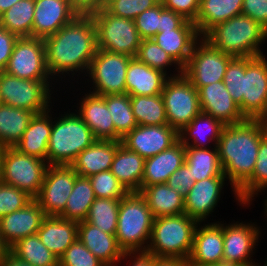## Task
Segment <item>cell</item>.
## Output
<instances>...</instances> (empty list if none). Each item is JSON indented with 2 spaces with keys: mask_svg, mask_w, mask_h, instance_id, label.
I'll return each mask as SVG.
<instances>
[{
  "mask_svg": "<svg viewBox=\"0 0 267 266\" xmlns=\"http://www.w3.org/2000/svg\"><path fill=\"white\" fill-rule=\"evenodd\" d=\"M130 102L138 125L168 124L166 109L161 94L153 96H130Z\"/></svg>",
  "mask_w": 267,
  "mask_h": 266,
  "instance_id": "obj_41",
  "label": "cell"
},
{
  "mask_svg": "<svg viewBox=\"0 0 267 266\" xmlns=\"http://www.w3.org/2000/svg\"><path fill=\"white\" fill-rule=\"evenodd\" d=\"M154 266H188V263L182 259L157 258Z\"/></svg>",
  "mask_w": 267,
  "mask_h": 266,
  "instance_id": "obj_59",
  "label": "cell"
},
{
  "mask_svg": "<svg viewBox=\"0 0 267 266\" xmlns=\"http://www.w3.org/2000/svg\"><path fill=\"white\" fill-rule=\"evenodd\" d=\"M45 161L23 154L14 147H8L2 158L0 181L21 189L35 199L40 192L48 166Z\"/></svg>",
  "mask_w": 267,
  "mask_h": 266,
  "instance_id": "obj_9",
  "label": "cell"
},
{
  "mask_svg": "<svg viewBox=\"0 0 267 266\" xmlns=\"http://www.w3.org/2000/svg\"><path fill=\"white\" fill-rule=\"evenodd\" d=\"M34 112L0 103V145L15 147L27 129Z\"/></svg>",
  "mask_w": 267,
  "mask_h": 266,
  "instance_id": "obj_34",
  "label": "cell"
},
{
  "mask_svg": "<svg viewBox=\"0 0 267 266\" xmlns=\"http://www.w3.org/2000/svg\"><path fill=\"white\" fill-rule=\"evenodd\" d=\"M6 147L0 145V180H1V173H2V158L4 155Z\"/></svg>",
  "mask_w": 267,
  "mask_h": 266,
  "instance_id": "obj_63",
  "label": "cell"
},
{
  "mask_svg": "<svg viewBox=\"0 0 267 266\" xmlns=\"http://www.w3.org/2000/svg\"><path fill=\"white\" fill-rule=\"evenodd\" d=\"M19 0H0V16Z\"/></svg>",
  "mask_w": 267,
  "mask_h": 266,
  "instance_id": "obj_61",
  "label": "cell"
},
{
  "mask_svg": "<svg viewBox=\"0 0 267 266\" xmlns=\"http://www.w3.org/2000/svg\"><path fill=\"white\" fill-rule=\"evenodd\" d=\"M263 130L256 119L225 125L217 148L223 174L229 178L233 191L252 175Z\"/></svg>",
  "mask_w": 267,
  "mask_h": 266,
  "instance_id": "obj_2",
  "label": "cell"
},
{
  "mask_svg": "<svg viewBox=\"0 0 267 266\" xmlns=\"http://www.w3.org/2000/svg\"><path fill=\"white\" fill-rule=\"evenodd\" d=\"M199 222L187 214L154 218L147 252L157 258L182 259L190 257L195 229Z\"/></svg>",
  "mask_w": 267,
  "mask_h": 266,
  "instance_id": "obj_4",
  "label": "cell"
},
{
  "mask_svg": "<svg viewBox=\"0 0 267 266\" xmlns=\"http://www.w3.org/2000/svg\"><path fill=\"white\" fill-rule=\"evenodd\" d=\"M198 94L201 112L213 116L224 125L238 124L246 120L223 81L201 87Z\"/></svg>",
  "mask_w": 267,
  "mask_h": 266,
  "instance_id": "obj_18",
  "label": "cell"
},
{
  "mask_svg": "<svg viewBox=\"0 0 267 266\" xmlns=\"http://www.w3.org/2000/svg\"><path fill=\"white\" fill-rule=\"evenodd\" d=\"M168 78L167 74L132 58L126 73V94L129 96L161 94Z\"/></svg>",
  "mask_w": 267,
  "mask_h": 266,
  "instance_id": "obj_29",
  "label": "cell"
},
{
  "mask_svg": "<svg viewBox=\"0 0 267 266\" xmlns=\"http://www.w3.org/2000/svg\"><path fill=\"white\" fill-rule=\"evenodd\" d=\"M267 187V135H263L259 144L256 164L252 175L236 190L241 204H249L258 191Z\"/></svg>",
  "mask_w": 267,
  "mask_h": 266,
  "instance_id": "obj_42",
  "label": "cell"
},
{
  "mask_svg": "<svg viewBox=\"0 0 267 266\" xmlns=\"http://www.w3.org/2000/svg\"><path fill=\"white\" fill-rule=\"evenodd\" d=\"M97 37V48L135 58L142 38L132 19L110 14L104 7L91 14Z\"/></svg>",
  "mask_w": 267,
  "mask_h": 266,
  "instance_id": "obj_7",
  "label": "cell"
},
{
  "mask_svg": "<svg viewBox=\"0 0 267 266\" xmlns=\"http://www.w3.org/2000/svg\"><path fill=\"white\" fill-rule=\"evenodd\" d=\"M259 233L258 227L250 223H235L225 227L223 224V264L258 266L250 260V255L259 239Z\"/></svg>",
  "mask_w": 267,
  "mask_h": 266,
  "instance_id": "obj_17",
  "label": "cell"
},
{
  "mask_svg": "<svg viewBox=\"0 0 267 266\" xmlns=\"http://www.w3.org/2000/svg\"><path fill=\"white\" fill-rule=\"evenodd\" d=\"M80 118L88 125L97 140H114L115 127L104 95L89 93L82 98Z\"/></svg>",
  "mask_w": 267,
  "mask_h": 266,
  "instance_id": "obj_28",
  "label": "cell"
},
{
  "mask_svg": "<svg viewBox=\"0 0 267 266\" xmlns=\"http://www.w3.org/2000/svg\"><path fill=\"white\" fill-rule=\"evenodd\" d=\"M203 38L232 57H256L263 55L259 46L265 42L267 30L249 16L239 14L215 25Z\"/></svg>",
  "mask_w": 267,
  "mask_h": 266,
  "instance_id": "obj_3",
  "label": "cell"
},
{
  "mask_svg": "<svg viewBox=\"0 0 267 266\" xmlns=\"http://www.w3.org/2000/svg\"><path fill=\"white\" fill-rule=\"evenodd\" d=\"M9 251L7 245L2 241V236L0 235V262L4 255Z\"/></svg>",
  "mask_w": 267,
  "mask_h": 266,
  "instance_id": "obj_62",
  "label": "cell"
},
{
  "mask_svg": "<svg viewBox=\"0 0 267 266\" xmlns=\"http://www.w3.org/2000/svg\"><path fill=\"white\" fill-rule=\"evenodd\" d=\"M48 80H27L0 71V103L31 112L49 110Z\"/></svg>",
  "mask_w": 267,
  "mask_h": 266,
  "instance_id": "obj_10",
  "label": "cell"
},
{
  "mask_svg": "<svg viewBox=\"0 0 267 266\" xmlns=\"http://www.w3.org/2000/svg\"><path fill=\"white\" fill-rule=\"evenodd\" d=\"M4 72L27 80H49L42 38L19 37Z\"/></svg>",
  "mask_w": 267,
  "mask_h": 266,
  "instance_id": "obj_13",
  "label": "cell"
},
{
  "mask_svg": "<svg viewBox=\"0 0 267 266\" xmlns=\"http://www.w3.org/2000/svg\"><path fill=\"white\" fill-rule=\"evenodd\" d=\"M96 198L123 199L129 192L110 170L89 177Z\"/></svg>",
  "mask_w": 267,
  "mask_h": 266,
  "instance_id": "obj_45",
  "label": "cell"
},
{
  "mask_svg": "<svg viewBox=\"0 0 267 266\" xmlns=\"http://www.w3.org/2000/svg\"><path fill=\"white\" fill-rule=\"evenodd\" d=\"M77 237L106 266H116V262L132 254L119 247L115 235L101 231L86 221L78 222Z\"/></svg>",
  "mask_w": 267,
  "mask_h": 266,
  "instance_id": "obj_22",
  "label": "cell"
},
{
  "mask_svg": "<svg viewBox=\"0 0 267 266\" xmlns=\"http://www.w3.org/2000/svg\"><path fill=\"white\" fill-rule=\"evenodd\" d=\"M211 266H238V265H231V264H217V265H211Z\"/></svg>",
  "mask_w": 267,
  "mask_h": 266,
  "instance_id": "obj_64",
  "label": "cell"
},
{
  "mask_svg": "<svg viewBox=\"0 0 267 266\" xmlns=\"http://www.w3.org/2000/svg\"><path fill=\"white\" fill-rule=\"evenodd\" d=\"M49 74L87 70L97 52L96 27L91 15H77L55 34L43 39Z\"/></svg>",
  "mask_w": 267,
  "mask_h": 266,
  "instance_id": "obj_1",
  "label": "cell"
},
{
  "mask_svg": "<svg viewBox=\"0 0 267 266\" xmlns=\"http://www.w3.org/2000/svg\"><path fill=\"white\" fill-rule=\"evenodd\" d=\"M96 140L79 115L66 114L52 124L46 162L48 165H71Z\"/></svg>",
  "mask_w": 267,
  "mask_h": 266,
  "instance_id": "obj_6",
  "label": "cell"
},
{
  "mask_svg": "<svg viewBox=\"0 0 267 266\" xmlns=\"http://www.w3.org/2000/svg\"><path fill=\"white\" fill-rule=\"evenodd\" d=\"M115 127V141H121L138 126L128 94L104 95Z\"/></svg>",
  "mask_w": 267,
  "mask_h": 266,
  "instance_id": "obj_40",
  "label": "cell"
},
{
  "mask_svg": "<svg viewBox=\"0 0 267 266\" xmlns=\"http://www.w3.org/2000/svg\"><path fill=\"white\" fill-rule=\"evenodd\" d=\"M49 111L34 114L20 141L15 145L19 152L47 160L48 143L51 135L52 121Z\"/></svg>",
  "mask_w": 267,
  "mask_h": 266,
  "instance_id": "obj_30",
  "label": "cell"
},
{
  "mask_svg": "<svg viewBox=\"0 0 267 266\" xmlns=\"http://www.w3.org/2000/svg\"><path fill=\"white\" fill-rule=\"evenodd\" d=\"M119 199L96 198L92 205L86 222L108 234L115 235L117 229Z\"/></svg>",
  "mask_w": 267,
  "mask_h": 266,
  "instance_id": "obj_43",
  "label": "cell"
},
{
  "mask_svg": "<svg viewBox=\"0 0 267 266\" xmlns=\"http://www.w3.org/2000/svg\"><path fill=\"white\" fill-rule=\"evenodd\" d=\"M78 176L70 165L47 166L43 184L35 198L45 216H59L65 210Z\"/></svg>",
  "mask_w": 267,
  "mask_h": 266,
  "instance_id": "obj_14",
  "label": "cell"
},
{
  "mask_svg": "<svg viewBox=\"0 0 267 266\" xmlns=\"http://www.w3.org/2000/svg\"><path fill=\"white\" fill-rule=\"evenodd\" d=\"M139 193L145 198L154 218L185 214L184 196L166 183L141 187Z\"/></svg>",
  "mask_w": 267,
  "mask_h": 266,
  "instance_id": "obj_32",
  "label": "cell"
},
{
  "mask_svg": "<svg viewBox=\"0 0 267 266\" xmlns=\"http://www.w3.org/2000/svg\"><path fill=\"white\" fill-rule=\"evenodd\" d=\"M184 163L190 168L195 182L212 177H226L223 174L217 146L212 151L209 147H185Z\"/></svg>",
  "mask_w": 267,
  "mask_h": 266,
  "instance_id": "obj_36",
  "label": "cell"
},
{
  "mask_svg": "<svg viewBox=\"0 0 267 266\" xmlns=\"http://www.w3.org/2000/svg\"><path fill=\"white\" fill-rule=\"evenodd\" d=\"M135 26L142 39H152L160 27V3L143 11L135 19Z\"/></svg>",
  "mask_w": 267,
  "mask_h": 266,
  "instance_id": "obj_50",
  "label": "cell"
},
{
  "mask_svg": "<svg viewBox=\"0 0 267 266\" xmlns=\"http://www.w3.org/2000/svg\"><path fill=\"white\" fill-rule=\"evenodd\" d=\"M256 120L259 122L264 134L267 135V105L265 110L257 117Z\"/></svg>",
  "mask_w": 267,
  "mask_h": 266,
  "instance_id": "obj_60",
  "label": "cell"
},
{
  "mask_svg": "<svg viewBox=\"0 0 267 266\" xmlns=\"http://www.w3.org/2000/svg\"><path fill=\"white\" fill-rule=\"evenodd\" d=\"M265 202H266V204H265V207H266L265 209L266 210L265 211H266V214H267V200Z\"/></svg>",
  "mask_w": 267,
  "mask_h": 266,
  "instance_id": "obj_65",
  "label": "cell"
},
{
  "mask_svg": "<svg viewBox=\"0 0 267 266\" xmlns=\"http://www.w3.org/2000/svg\"><path fill=\"white\" fill-rule=\"evenodd\" d=\"M77 15L68 0H35L32 37L53 35Z\"/></svg>",
  "mask_w": 267,
  "mask_h": 266,
  "instance_id": "obj_20",
  "label": "cell"
},
{
  "mask_svg": "<svg viewBox=\"0 0 267 266\" xmlns=\"http://www.w3.org/2000/svg\"><path fill=\"white\" fill-rule=\"evenodd\" d=\"M224 126L225 125L220 120L215 119L211 115L200 112L191 120V122L187 126H185L180 132H178L179 141L185 147L207 148L204 144V139L205 137L207 139L209 135L210 137L208 138L210 139V141L213 140L215 142L214 146H217ZM205 132H209V134L206 133L208 134L206 135ZM187 135L191 139L193 138L192 140L194 143H189L191 139H189ZM203 137L204 139H202Z\"/></svg>",
  "mask_w": 267,
  "mask_h": 266,
  "instance_id": "obj_35",
  "label": "cell"
},
{
  "mask_svg": "<svg viewBox=\"0 0 267 266\" xmlns=\"http://www.w3.org/2000/svg\"><path fill=\"white\" fill-rule=\"evenodd\" d=\"M137 253L138 252H132V255H135H131V257L136 256L134 258L135 260H133L132 266H154L157 257L147 251H139V253Z\"/></svg>",
  "mask_w": 267,
  "mask_h": 266,
  "instance_id": "obj_57",
  "label": "cell"
},
{
  "mask_svg": "<svg viewBox=\"0 0 267 266\" xmlns=\"http://www.w3.org/2000/svg\"><path fill=\"white\" fill-rule=\"evenodd\" d=\"M187 20L172 10L165 9L160 2V27L159 32L164 30L179 29Z\"/></svg>",
  "mask_w": 267,
  "mask_h": 266,
  "instance_id": "obj_55",
  "label": "cell"
},
{
  "mask_svg": "<svg viewBox=\"0 0 267 266\" xmlns=\"http://www.w3.org/2000/svg\"><path fill=\"white\" fill-rule=\"evenodd\" d=\"M18 38L16 34L0 25V71L6 68Z\"/></svg>",
  "mask_w": 267,
  "mask_h": 266,
  "instance_id": "obj_54",
  "label": "cell"
},
{
  "mask_svg": "<svg viewBox=\"0 0 267 266\" xmlns=\"http://www.w3.org/2000/svg\"><path fill=\"white\" fill-rule=\"evenodd\" d=\"M37 235L48 250L60 259L78 239V222L60 216H45Z\"/></svg>",
  "mask_w": 267,
  "mask_h": 266,
  "instance_id": "obj_25",
  "label": "cell"
},
{
  "mask_svg": "<svg viewBox=\"0 0 267 266\" xmlns=\"http://www.w3.org/2000/svg\"><path fill=\"white\" fill-rule=\"evenodd\" d=\"M153 221L145 198L139 192H129L119 205L115 233L119 247L124 252L146 251L144 244L149 242Z\"/></svg>",
  "mask_w": 267,
  "mask_h": 266,
  "instance_id": "obj_5",
  "label": "cell"
},
{
  "mask_svg": "<svg viewBox=\"0 0 267 266\" xmlns=\"http://www.w3.org/2000/svg\"><path fill=\"white\" fill-rule=\"evenodd\" d=\"M242 75H245V57H234L226 68L223 82L240 111Z\"/></svg>",
  "mask_w": 267,
  "mask_h": 266,
  "instance_id": "obj_49",
  "label": "cell"
},
{
  "mask_svg": "<svg viewBox=\"0 0 267 266\" xmlns=\"http://www.w3.org/2000/svg\"><path fill=\"white\" fill-rule=\"evenodd\" d=\"M9 250L33 266L59 265V259L40 241L37 234L19 239Z\"/></svg>",
  "mask_w": 267,
  "mask_h": 266,
  "instance_id": "obj_38",
  "label": "cell"
},
{
  "mask_svg": "<svg viewBox=\"0 0 267 266\" xmlns=\"http://www.w3.org/2000/svg\"><path fill=\"white\" fill-rule=\"evenodd\" d=\"M95 199L94 189L89 178L78 176L65 210L59 216L71 221H85Z\"/></svg>",
  "mask_w": 267,
  "mask_h": 266,
  "instance_id": "obj_37",
  "label": "cell"
},
{
  "mask_svg": "<svg viewBox=\"0 0 267 266\" xmlns=\"http://www.w3.org/2000/svg\"><path fill=\"white\" fill-rule=\"evenodd\" d=\"M32 200L21 189L0 181V218L25 207Z\"/></svg>",
  "mask_w": 267,
  "mask_h": 266,
  "instance_id": "obj_47",
  "label": "cell"
},
{
  "mask_svg": "<svg viewBox=\"0 0 267 266\" xmlns=\"http://www.w3.org/2000/svg\"><path fill=\"white\" fill-rule=\"evenodd\" d=\"M199 33L195 23L186 21L179 29L158 32L153 39L183 68L192 54Z\"/></svg>",
  "mask_w": 267,
  "mask_h": 266,
  "instance_id": "obj_26",
  "label": "cell"
},
{
  "mask_svg": "<svg viewBox=\"0 0 267 266\" xmlns=\"http://www.w3.org/2000/svg\"><path fill=\"white\" fill-rule=\"evenodd\" d=\"M0 266H33L30 263L22 261L16 255H14L10 250L4 255L0 262Z\"/></svg>",
  "mask_w": 267,
  "mask_h": 266,
  "instance_id": "obj_58",
  "label": "cell"
},
{
  "mask_svg": "<svg viewBox=\"0 0 267 266\" xmlns=\"http://www.w3.org/2000/svg\"><path fill=\"white\" fill-rule=\"evenodd\" d=\"M225 179L212 177L196 181L184 196L185 214L198 222L204 221L217 205Z\"/></svg>",
  "mask_w": 267,
  "mask_h": 266,
  "instance_id": "obj_23",
  "label": "cell"
},
{
  "mask_svg": "<svg viewBox=\"0 0 267 266\" xmlns=\"http://www.w3.org/2000/svg\"><path fill=\"white\" fill-rule=\"evenodd\" d=\"M168 124L180 132L200 112L198 90L183 75L169 77L161 93Z\"/></svg>",
  "mask_w": 267,
  "mask_h": 266,
  "instance_id": "obj_8",
  "label": "cell"
},
{
  "mask_svg": "<svg viewBox=\"0 0 267 266\" xmlns=\"http://www.w3.org/2000/svg\"><path fill=\"white\" fill-rule=\"evenodd\" d=\"M243 0H200L195 21L197 31L204 36L215 25L242 14Z\"/></svg>",
  "mask_w": 267,
  "mask_h": 266,
  "instance_id": "obj_33",
  "label": "cell"
},
{
  "mask_svg": "<svg viewBox=\"0 0 267 266\" xmlns=\"http://www.w3.org/2000/svg\"><path fill=\"white\" fill-rule=\"evenodd\" d=\"M185 162V146L178 140L170 148L145 159L141 187L164 184Z\"/></svg>",
  "mask_w": 267,
  "mask_h": 266,
  "instance_id": "obj_27",
  "label": "cell"
},
{
  "mask_svg": "<svg viewBox=\"0 0 267 266\" xmlns=\"http://www.w3.org/2000/svg\"><path fill=\"white\" fill-rule=\"evenodd\" d=\"M35 0H19L0 16V25L18 37H32Z\"/></svg>",
  "mask_w": 267,
  "mask_h": 266,
  "instance_id": "obj_39",
  "label": "cell"
},
{
  "mask_svg": "<svg viewBox=\"0 0 267 266\" xmlns=\"http://www.w3.org/2000/svg\"><path fill=\"white\" fill-rule=\"evenodd\" d=\"M135 58L149 67L159 70L165 74V67L168 65L170 66L173 63L176 64V66H179L177 68L180 70H178V73H183V68L172 58L171 55L158 46L153 38L142 39Z\"/></svg>",
  "mask_w": 267,
  "mask_h": 266,
  "instance_id": "obj_44",
  "label": "cell"
},
{
  "mask_svg": "<svg viewBox=\"0 0 267 266\" xmlns=\"http://www.w3.org/2000/svg\"><path fill=\"white\" fill-rule=\"evenodd\" d=\"M121 143L114 140H96L83 150L70 166L79 176L85 178L110 170L116 150Z\"/></svg>",
  "mask_w": 267,
  "mask_h": 266,
  "instance_id": "obj_24",
  "label": "cell"
},
{
  "mask_svg": "<svg viewBox=\"0 0 267 266\" xmlns=\"http://www.w3.org/2000/svg\"><path fill=\"white\" fill-rule=\"evenodd\" d=\"M72 8L80 15H91L104 7V0H68Z\"/></svg>",
  "mask_w": 267,
  "mask_h": 266,
  "instance_id": "obj_56",
  "label": "cell"
},
{
  "mask_svg": "<svg viewBox=\"0 0 267 266\" xmlns=\"http://www.w3.org/2000/svg\"><path fill=\"white\" fill-rule=\"evenodd\" d=\"M242 14L267 30V0H243Z\"/></svg>",
  "mask_w": 267,
  "mask_h": 266,
  "instance_id": "obj_53",
  "label": "cell"
},
{
  "mask_svg": "<svg viewBox=\"0 0 267 266\" xmlns=\"http://www.w3.org/2000/svg\"><path fill=\"white\" fill-rule=\"evenodd\" d=\"M132 57L97 49L90 62L89 77L95 85L94 94L117 95L126 93V73ZM95 90V91H94Z\"/></svg>",
  "mask_w": 267,
  "mask_h": 266,
  "instance_id": "obj_12",
  "label": "cell"
},
{
  "mask_svg": "<svg viewBox=\"0 0 267 266\" xmlns=\"http://www.w3.org/2000/svg\"><path fill=\"white\" fill-rule=\"evenodd\" d=\"M45 214L33 199L25 207L0 218L2 241L10 248L19 239L37 234Z\"/></svg>",
  "mask_w": 267,
  "mask_h": 266,
  "instance_id": "obj_19",
  "label": "cell"
},
{
  "mask_svg": "<svg viewBox=\"0 0 267 266\" xmlns=\"http://www.w3.org/2000/svg\"><path fill=\"white\" fill-rule=\"evenodd\" d=\"M160 2L161 0H104V8L110 14L134 20L143 11Z\"/></svg>",
  "mask_w": 267,
  "mask_h": 266,
  "instance_id": "obj_46",
  "label": "cell"
},
{
  "mask_svg": "<svg viewBox=\"0 0 267 266\" xmlns=\"http://www.w3.org/2000/svg\"><path fill=\"white\" fill-rule=\"evenodd\" d=\"M144 165V158L121 143L116 150L110 171L128 192H139Z\"/></svg>",
  "mask_w": 267,
  "mask_h": 266,
  "instance_id": "obj_31",
  "label": "cell"
},
{
  "mask_svg": "<svg viewBox=\"0 0 267 266\" xmlns=\"http://www.w3.org/2000/svg\"><path fill=\"white\" fill-rule=\"evenodd\" d=\"M194 178H192L190 168L183 163V165L174 171L166 181V184L175 189L177 192L185 196L189 190L194 186Z\"/></svg>",
  "mask_w": 267,
  "mask_h": 266,
  "instance_id": "obj_52",
  "label": "cell"
},
{
  "mask_svg": "<svg viewBox=\"0 0 267 266\" xmlns=\"http://www.w3.org/2000/svg\"><path fill=\"white\" fill-rule=\"evenodd\" d=\"M161 3L165 9L172 10L193 23L200 9V0H161Z\"/></svg>",
  "mask_w": 267,
  "mask_h": 266,
  "instance_id": "obj_51",
  "label": "cell"
},
{
  "mask_svg": "<svg viewBox=\"0 0 267 266\" xmlns=\"http://www.w3.org/2000/svg\"><path fill=\"white\" fill-rule=\"evenodd\" d=\"M60 266H106L78 239L59 259Z\"/></svg>",
  "mask_w": 267,
  "mask_h": 266,
  "instance_id": "obj_48",
  "label": "cell"
},
{
  "mask_svg": "<svg viewBox=\"0 0 267 266\" xmlns=\"http://www.w3.org/2000/svg\"><path fill=\"white\" fill-rule=\"evenodd\" d=\"M267 105V60L264 55L245 57L242 75L241 113L246 119H257Z\"/></svg>",
  "mask_w": 267,
  "mask_h": 266,
  "instance_id": "obj_15",
  "label": "cell"
},
{
  "mask_svg": "<svg viewBox=\"0 0 267 266\" xmlns=\"http://www.w3.org/2000/svg\"><path fill=\"white\" fill-rule=\"evenodd\" d=\"M179 140L178 132L169 124L138 125L122 140V144L129 150L147 159L170 148Z\"/></svg>",
  "mask_w": 267,
  "mask_h": 266,
  "instance_id": "obj_16",
  "label": "cell"
},
{
  "mask_svg": "<svg viewBox=\"0 0 267 266\" xmlns=\"http://www.w3.org/2000/svg\"><path fill=\"white\" fill-rule=\"evenodd\" d=\"M201 38V43H195L192 54L183 67V75L197 90L211 83L223 81L226 68L234 58Z\"/></svg>",
  "mask_w": 267,
  "mask_h": 266,
  "instance_id": "obj_11",
  "label": "cell"
},
{
  "mask_svg": "<svg viewBox=\"0 0 267 266\" xmlns=\"http://www.w3.org/2000/svg\"><path fill=\"white\" fill-rule=\"evenodd\" d=\"M195 229L188 266H211L223 263V224L211 223Z\"/></svg>",
  "mask_w": 267,
  "mask_h": 266,
  "instance_id": "obj_21",
  "label": "cell"
}]
</instances>
